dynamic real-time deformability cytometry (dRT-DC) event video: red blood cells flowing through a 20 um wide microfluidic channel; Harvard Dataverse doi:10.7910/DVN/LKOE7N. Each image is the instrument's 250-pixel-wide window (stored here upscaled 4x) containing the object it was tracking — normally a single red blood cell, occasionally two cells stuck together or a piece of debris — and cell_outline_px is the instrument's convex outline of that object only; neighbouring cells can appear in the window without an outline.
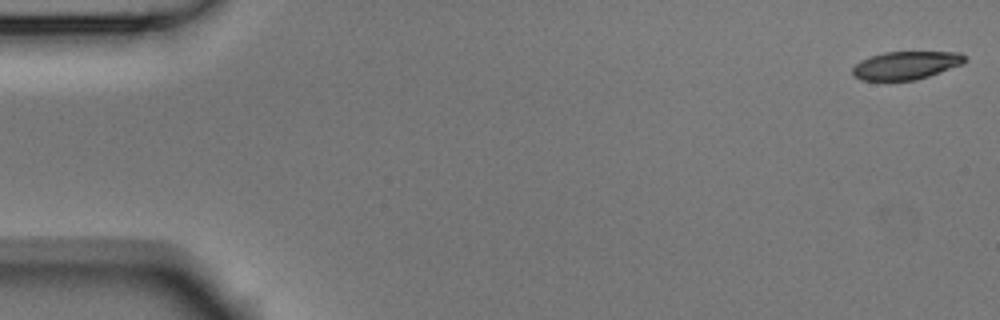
{"species": "Egyptian fruit bat (a non-hibernating species)", "species_latin": "Rousettus aegyptiacus", "temperature_condition": "room temperature", "stored_images_in_passage": 53, "camera_frame_rate_fps": 3000, "um_per_image_px": 0.085, "animal": {"sex": "male"}, "frame": {"image": 1, "passage_image": 1, "time_ms": 0.0, "image_size_px": [1000, 320], "cell_outline_px": [[968, 60], [964, 64], [916, 80], [860, 80], [852, 76], [852, 68], [860, 60], [884, 52], [960, 52], [968, 56]], "centroid_in_image_um": [77.04, 5.55], "position_along_channel_um": 8.0, "area_um2": 18.55}}
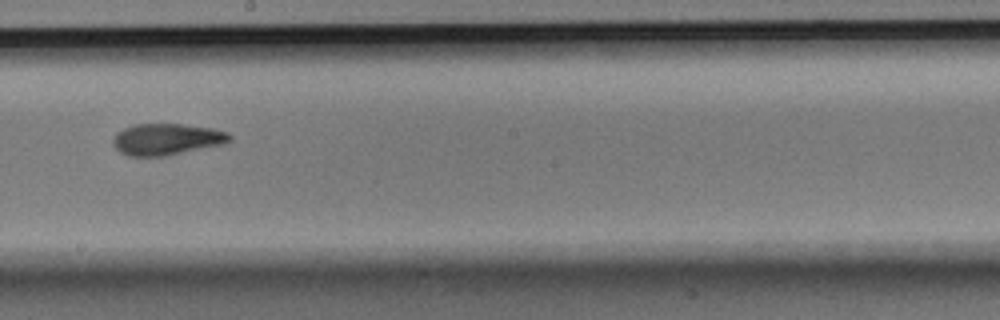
{"frame": {"image": 2, "passage_image": 30, "time_ms": 9.667, "image_size_px": [1000, 320], "cell_outline_px": [[232, 140], [224, 144], [168, 156], [128, 156], [120, 152], [112, 144], [112, 140], [116, 132], [124, 128], [136, 124], [180, 124], [212, 128], [228, 132], [232, 136]], "centroid_in_image_um": [14.18, 11.84], "position_along_channel_um": 234.0, "area_um2": 21.62}}
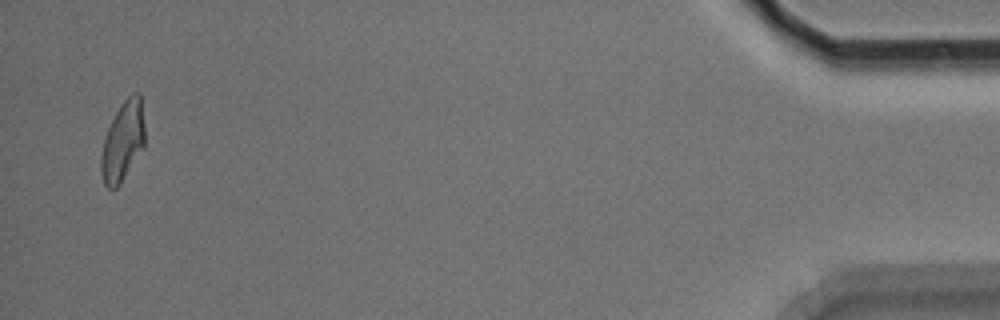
{"frame": {"image": 3, "passage_image": 52, "time_ms": 17.0, "image_size_px": [1000, 320], "cell_outline_px": [[144, 148], [120, 184], [116, 188], [108, 188], [104, 184], [100, 172], [100, 156], [104, 140], [108, 128], [120, 104], [132, 92], [140, 92], [144, 124]], "centroid_in_image_um": [10.44, 12.02], "position_along_channel_um": 424.8, "area_um2": 20.4}, "authors_computed_cell_mechanics": {"area_um2": 20.7502, "velocity_mm_per_s": 3.7576, "shape_relaxation_time_tau1_ms": 3.4082, "shape_relaxation_time_tau2_ms": 1.7828, "deformation_change_tau1": 0.1576, "deformation_change_tau2": 0.0884}}